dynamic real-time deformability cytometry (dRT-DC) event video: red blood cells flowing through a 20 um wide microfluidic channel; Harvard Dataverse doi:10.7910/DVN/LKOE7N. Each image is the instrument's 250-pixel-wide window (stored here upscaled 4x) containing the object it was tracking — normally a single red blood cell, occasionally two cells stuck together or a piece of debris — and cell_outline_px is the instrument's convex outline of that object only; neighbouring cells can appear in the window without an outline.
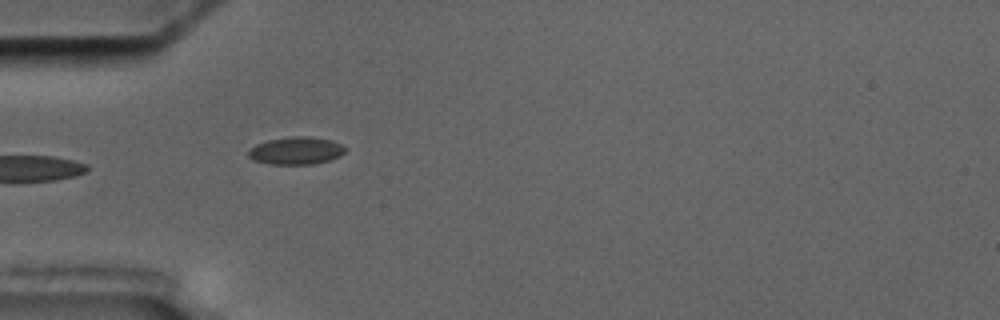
{"species": "common noctule bat (a hibernating species)", "species_latin": "Nyctalus noctula", "temperature_condition": "cold", "stored_images_in_passage": 10, "camera_frame_rate_fps": 3000, "um_per_image_px": 0.085, "animal": {"sex": "male", "body_mass_g": 17.5, "forearm_length_mm": 52.3}, "frame": {"image": 1, "passage_image": 5, "time_ms": 4.667, "image_size_px": [1000, 320], "cell_outline_px": [[348, 148], [340, 156], [328, 160], [312, 164], [268, 164], [252, 160], [248, 156], [248, 148], [256, 144], [268, 140], [292, 136], [312, 136], [332, 140]], "centroid_in_image_um": [25.15, 12.8], "position_along_channel_um": 59.9, "area_um2": 15.72}}
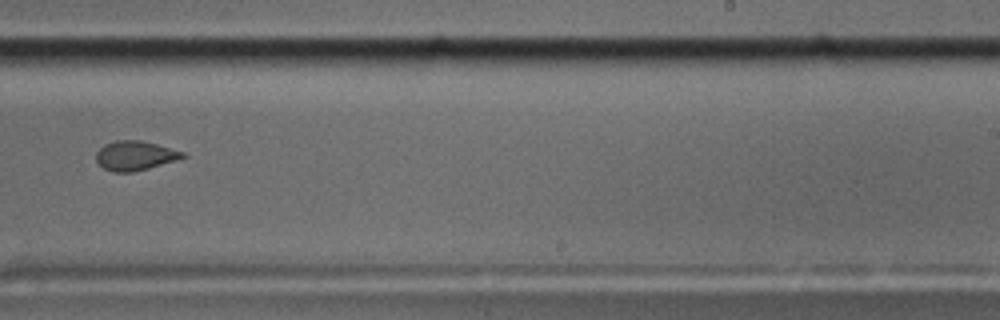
{"frame": {"image": 2, "passage_image": 10, "time_ms": 11.0, "image_size_px": [1000, 320], "cell_outline_px": [[188, 156], [176, 160], [148, 168], [132, 172], [112, 172], [104, 168], [96, 160], [96, 152], [104, 144], [116, 140], [140, 140], [156, 144], [184, 152]], "centroid_in_image_um": [11.47, 13.22], "position_along_channel_um": 277.5, "area_um2": 14.74}}